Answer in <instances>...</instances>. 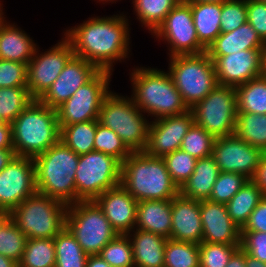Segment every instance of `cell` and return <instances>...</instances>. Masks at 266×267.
I'll list each match as a JSON object with an SVG mask.
<instances>
[{"instance_id": "cell-1", "label": "cell", "mask_w": 266, "mask_h": 267, "mask_svg": "<svg viewBox=\"0 0 266 267\" xmlns=\"http://www.w3.org/2000/svg\"><path fill=\"white\" fill-rule=\"evenodd\" d=\"M126 15L88 18L65 30L74 55L93 63L99 70L113 72V63L129 58L130 27Z\"/></svg>"}, {"instance_id": "cell-2", "label": "cell", "mask_w": 266, "mask_h": 267, "mask_svg": "<svg viewBox=\"0 0 266 267\" xmlns=\"http://www.w3.org/2000/svg\"><path fill=\"white\" fill-rule=\"evenodd\" d=\"M121 185L138 202L172 200L179 194L162 157L132 152L121 164Z\"/></svg>"}, {"instance_id": "cell-3", "label": "cell", "mask_w": 266, "mask_h": 267, "mask_svg": "<svg viewBox=\"0 0 266 267\" xmlns=\"http://www.w3.org/2000/svg\"><path fill=\"white\" fill-rule=\"evenodd\" d=\"M130 73L134 104L147 116L158 119L190 110L183 102L169 72L151 67H136Z\"/></svg>"}, {"instance_id": "cell-4", "label": "cell", "mask_w": 266, "mask_h": 267, "mask_svg": "<svg viewBox=\"0 0 266 267\" xmlns=\"http://www.w3.org/2000/svg\"><path fill=\"white\" fill-rule=\"evenodd\" d=\"M14 153L35 158L60 141L56 109L34 99L11 123Z\"/></svg>"}, {"instance_id": "cell-5", "label": "cell", "mask_w": 266, "mask_h": 267, "mask_svg": "<svg viewBox=\"0 0 266 267\" xmlns=\"http://www.w3.org/2000/svg\"><path fill=\"white\" fill-rule=\"evenodd\" d=\"M78 160L79 155L61 141L33 158L37 192L67 205L76 203Z\"/></svg>"}, {"instance_id": "cell-6", "label": "cell", "mask_w": 266, "mask_h": 267, "mask_svg": "<svg viewBox=\"0 0 266 267\" xmlns=\"http://www.w3.org/2000/svg\"><path fill=\"white\" fill-rule=\"evenodd\" d=\"M98 122L113 130L132 152L145 150L150 122L132 97L110 91L102 103Z\"/></svg>"}, {"instance_id": "cell-7", "label": "cell", "mask_w": 266, "mask_h": 267, "mask_svg": "<svg viewBox=\"0 0 266 267\" xmlns=\"http://www.w3.org/2000/svg\"><path fill=\"white\" fill-rule=\"evenodd\" d=\"M68 205L36 192L14 208L9 217L17 227L32 238H55L66 226Z\"/></svg>"}, {"instance_id": "cell-8", "label": "cell", "mask_w": 266, "mask_h": 267, "mask_svg": "<svg viewBox=\"0 0 266 267\" xmlns=\"http://www.w3.org/2000/svg\"><path fill=\"white\" fill-rule=\"evenodd\" d=\"M169 58L168 72L183 102L191 109L218 84L213 61L207 52Z\"/></svg>"}, {"instance_id": "cell-9", "label": "cell", "mask_w": 266, "mask_h": 267, "mask_svg": "<svg viewBox=\"0 0 266 267\" xmlns=\"http://www.w3.org/2000/svg\"><path fill=\"white\" fill-rule=\"evenodd\" d=\"M66 227L87 255L99 254L118 235L94 200L69 204Z\"/></svg>"}, {"instance_id": "cell-10", "label": "cell", "mask_w": 266, "mask_h": 267, "mask_svg": "<svg viewBox=\"0 0 266 267\" xmlns=\"http://www.w3.org/2000/svg\"><path fill=\"white\" fill-rule=\"evenodd\" d=\"M121 184V163L102 152L79 155L75 175L76 203L92 201L105 191Z\"/></svg>"}, {"instance_id": "cell-11", "label": "cell", "mask_w": 266, "mask_h": 267, "mask_svg": "<svg viewBox=\"0 0 266 267\" xmlns=\"http://www.w3.org/2000/svg\"><path fill=\"white\" fill-rule=\"evenodd\" d=\"M190 110L194 123L215 138L235 134L238 114L236 87L217 84Z\"/></svg>"}, {"instance_id": "cell-12", "label": "cell", "mask_w": 266, "mask_h": 267, "mask_svg": "<svg viewBox=\"0 0 266 267\" xmlns=\"http://www.w3.org/2000/svg\"><path fill=\"white\" fill-rule=\"evenodd\" d=\"M112 72L99 70L87 83L57 109L59 126L98 120L99 111L105 97L110 93Z\"/></svg>"}, {"instance_id": "cell-13", "label": "cell", "mask_w": 266, "mask_h": 267, "mask_svg": "<svg viewBox=\"0 0 266 267\" xmlns=\"http://www.w3.org/2000/svg\"><path fill=\"white\" fill-rule=\"evenodd\" d=\"M151 35L167 42L169 57L200 54L207 50L199 42L191 7L187 2H179Z\"/></svg>"}, {"instance_id": "cell-14", "label": "cell", "mask_w": 266, "mask_h": 267, "mask_svg": "<svg viewBox=\"0 0 266 267\" xmlns=\"http://www.w3.org/2000/svg\"><path fill=\"white\" fill-rule=\"evenodd\" d=\"M38 49L27 64V88L34 99H39L47 91L74 55L66 37L41 54Z\"/></svg>"}, {"instance_id": "cell-15", "label": "cell", "mask_w": 266, "mask_h": 267, "mask_svg": "<svg viewBox=\"0 0 266 267\" xmlns=\"http://www.w3.org/2000/svg\"><path fill=\"white\" fill-rule=\"evenodd\" d=\"M263 151L253 147L236 134L217 137L212 156L220 172L238 173L251 180L260 163Z\"/></svg>"}, {"instance_id": "cell-16", "label": "cell", "mask_w": 266, "mask_h": 267, "mask_svg": "<svg viewBox=\"0 0 266 267\" xmlns=\"http://www.w3.org/2000/svg\"><path fill=\"white\" fill-rule=\"evenodd\" d=\"M36 192L33 158L15 156L0 172V208L10 213Z\"/></svg>"}, {"instance_id": "cell-17", "label": "cell", "mask_w": 266, "mask_h": 267, "mask_svg": "<svg viewBox=\"0 0 266 267\" xmlns=\"http://www.w3.org/2000/svg\"><path fill=\"white\" fill-rule=\"evenodd\" d=\"M266 49L241 50L224 56H209L217 83L237 87L264 74Z\"/></svg>"}, {"instance_id": "cell-18", "label": "cell", "mask_w": 266, "mask_h": 267, "mask_svg": "<svg viewBox=\"0 0 266 267\" xmlns=\"http://www.w3.org/2000/svg\"><path fill=\"white\" fill-rule=\"evenodd\" d=\"M193 123L194 116L191 110L150 121L144 152L150 156L163 157L180 149L182 140Z\"/></svg>"}, {"instance_id": "cell-19", "label": "cell", "mask_w": 266, "mask_h": 267, "mask_svg": "<svg viewBox=\"0 0 266 267\" xmlns=\"http://www.w3.org/2000/svg\"><path fill=\"white\" fill-rule=\"evenodd\" d=\"M98 71L93 63L73 55L57 79L38 100L49 108L57 109Z\"/></svg>"}, {"instance_id": "cell-20", "label": "cell", "mask_w": 266, "mask_h": 267, "mask_svg": "<svg viewBox=\"0 0 266 267\" xmlns=\"http://www.w3.org/2000/svg\"><path fill=\"white\" fill-rule=\"evenodd\" d=\"M202 242L240 245L241 229L230 218L226 204L200 200Z\"/></svg>"}, {"instance_id": "cell-21", "label": "cell", "mask_w": 266, "mask_h": 267, "mask_svg": "<svg viewBox=\"0 0 266 267\" xmlns=\"http://www.w3.org/2000/svg\"><path fill=\"white\" fill-rule=\"evenodd\" d=\"M118 234L135 229L138 201L121 185L111 188L94 200Z\"/></svg>"}, {"instance_id": "cell-22", "label": "cell", "mask_w": 266, "mask_h": 267, "mask_svg": "<svg viewBox=\"0 0 266 267\" xmlns=\"http://www.w3.org/2000/svg\"><path fill=\"white\" fill-rule=\"evenodd\" d=\"M170 239L200 244L203 227L200 213V201L182 196L180 193L172 199Z\"/></svg>"}, {"instance_id": "cell-23", "label": "cell", "mask_w": 266, "mask_h": 267, "mask_svg": "<svg viewBox=\"0 0 266 267\" xmlns=\"http://www.w3.org/2000/svg\"><path fill=\"white\" fill-rule=\"evenodd\" d=\"M172 200H145L138 202L135 228L161 235L171 236Z\"/></svg>"}, {"instance_id": "cell-24", "label": "cell", "mask_w": 266, "mask_h": 267, "mask_svg": "<svg viewBox=\"0 0 266 267\" xmlns=\"http://www.w3.org/2000/svg\"><path fill=\"white\" fill-rule=\"evenodd\" d=\"M131 232L127 235L132 245L135 267H164L167 238L136 228Z\"/></svg>"}, {"instance_id": "cell-25", "label": "cell", "mask_w": 266, "mask_h": 267, "mask_svg": "<svg viewBox=\"0 0 266 267\" xmlns=\"http://www.w3.org/2000/svg\"><path fill=\"white\" fill-rule=\"evenodd\" d=\"M249 49H266V44L246 22L232 32H221L206 52L209 56H224Z\"/></svg>"}, {"instance_id": "cell-26", "label": "cell", "mask_w": 266, "mask_h": 267, "mask_svg": "<svg viewBox=\"0 0 266 267\" xmlns=\"http://www.w3.org/2000/svg\"><path fill=\"white\" fill-rule=\"evenodd\" d=\"M37 47L25 31L10 21L0 26V59L28 64Z\"/></svg>"}, {"instance_id": "cell-27", "label": "cell", "mask_w": 266, "mask_h": 267, "mask_svg": "<svg viewBox=\"0 0 266 267\" xmlns=\"http://www.w3.org/2000/svg\"><path fill=\"white\" fill-rule=\"evenodd\" d=\"M220 171L212 155L197 159L193 174L179 189V193L195 200H208Z\"/></svg>"}, {"instance_id": "cell-28", "label": "cell", "mask_w": 266, "mask_h": 267, "mask_svg": "<svg viewBox=\"0 0 266 267\" xmlns=\"http://www.w3.org/2000/svg\"><path fill=\"white\" fill-rule=\"evenodd\" d=\"M191 7L193 23L199 42L206 48L221 33L220 15L222 3L187 2Z\"/></svg>"}, {"instance_id": "cell-29", "label": "cell", "mask_w": 266, "mask_h": 267, "mask_svg": "<svg viewBox=\"0 0 266 267\" xmlns=\"http://www.w3.org/2000/svg\"><path fill=\"white\" fill-rule=\"evenodd\" d=\"M265 194L252 181L248 180L226 204L232 221L242 229L248 222L250 214L264 198Z\"/></svg>"}, {"instance_id": "cell-30", "label": "cell", "mask_w": 266, "mask_h": 267, "mask_svg": "<svg viewBox=\"0 0 266 267\" xmlns=\"http://www.w3.org/2000/svg\"><path fill=\"white\" fill-rule=\"evenodd\" d=\"M238 113L266 114V75L236 87Z\"/></svg>"}, {"instance_id": "cell-31", "label": "cell", "mask_w": 266, "mask_h": 267, "mask_svg": "<svg viewBox=\"0 0 266 267\" xmlns=\"http://www.w3.org/2000/svg\"><path fill=\"white\" fill-rule=\"evenodd\" d=\"M98 120L60 126V141L78 155L94 151V140Z\"/></svg>"}, {"instance_id": "cell-32", "label": "cell", "mask_w": 266, "mask_h": 267, "mask_svg": "<svg viewBox=\"0 0 266 267\" xmlns=\"http://www.w3.org/2000/svg\"><path fill=\"white\" fill-rule=\"evenodd\" d=\"M55 267H86L88 255L65 226L54 238Z\"/></svg>"}, {"instance_id": "cell-33", "label": "cell", "mask_w": 266, "mask_h": 267, "mask_svg": "<svg viewBox=\"0 0 266 267\" xmlns=\"http://www.w3.org/2000/svg\"><path fill=\"white\" fill-rule=\"evenodd\" d=\"M134 12L142 26L153 33L164 21L178 0H132Z\"/></svg>"}, {"instance_id": "cell-34", "label": "cell", "mask_w": 266, "mask_h": 267, "mask_svg": "<svg viewBox=\"0 0 266 267\" xmlns=\"http://www.w3.org/2000/svg\"><path fill=\"white\" fill-rule=\"evenodd\" d=\"M235 134L249 145L266 152V114L238 113Z\"/></svg>"}, {"instance_id": "cell-35", "label": "cell", "mask_w": 266, "mask_h": 267, "mask_svg": "<svg viewBox=\"0 0 266 267\" xmlns=\"http://www.w3.org/2000/svg\"><path fill=\"white\" fill-rule=\"evenodd\" d=\"M54 238H32L26 242L18 267H55Z\"/></svg>"}, {"instance_id": "cell-36", "label": "cell", "mask_w": 266, "mask_h": 267, "mask_svg": "<svg viewBox=\"0 0 266 267\" xmlns=\"http://www.w3.org/2000/svg\"><path fill=\"white\" fill-rule=\"evenodd\" d=\"M28 238L8 216L0 225V254L19 264Z\"/></svg>"}, {"instance_id": "cell-37", "label": "cell", "mask_w": 266, "mask_h": 267, "mask_svg": "<svg viewBox=\"0 0 266 267\" xmlns=\"http://www.w3.org/2000/svg\"><path fill=\"white\" fill-rule=\"evenodd\" d=\"M199 244L167 239L164 267H199Z\"/></svg>"}, {"instance_id": "cell-38", "label": "cell", "mask_w": 266, "mask_h": 267, "mask_svg": "<svg viewBox=\"0 0 266 267\" xmlns=\"http://www.w3.org/2000/svg\"><path fill=\"white\" fill-rule=\"evenodd\" d=\"M32 101L27 87L0 88V116L12 123Z\"/></svg>"}, {"instance_id": "cell-39", "label": "cell", "mask_w": 266, "mask_h": 267, "mask_svg": "<svg viewBox=\"0 0 266 267\" xmlns=\"http://www.w3.org/2000/svg\"><path fill=\"white\" fill-rule=\"evenodd\" d=\"M94 151L110 155L117 159L121 164L132 153L113 130L103 126L99 122L97 123L95 134Z\"/></svg>"}, {"instance_id": "cell-40", "label": "cell", "mask_w": 266, "mask_h": 267, "mask_svg": "<svg viewBox=\"0 0 266 267\" xmlns=\"http://www.w3.org/2000/svg\"><path fill=\"white\" fill-rule=\"evenodd\" d=\"M99 255L111 267H135L130 239L127 234L116 235Z\"/></svg>"}, {"instance_id": "cell-41", "label": "cell", "mask_w": 266, "mask_h": 267, "mask_svg": "<svg viewBox=\"0 0 266 267\" xmlns=\"http://www.w3.org/2000/svg\"><path fill=\"white\" fill-rule=\"evenodd\" d=\"M215 137L193 123L184 136L180 149L196 159L212 155Z\"/></svg>"}, {"instance_id": "cell-42", "label": "cell", "mask_w": 266, "mask_h": 267, "mask_svg": "<svg viewBox=\"0 0 266 267\" xmlns=\"http://www.w3.org/2000/svg\"><path fill=\"white\" fill-rule=\"evenodd\" d=\"M173 182L180 189L193 174L197 159L181 149L162 157Z\"/></svg>"}, {"instance_id": "cell-43", "label": "cell", "mask_w": 266, "mask_h": 267, "mask_svg": "<svg viewBox=\"0 0 266 267\" xmlns=\"http://www.w3.org/2000/svg\"><path fill=\"white\" fill-rule=\"evenodd\" d=\"M240 245L201 242L199 244V267H226L230 257Z\"/></svg>"}, {"instance_id": "cell-44", "label": "cell", "mask_w": 266, "mask_h": 267, "mask_svg": "<svg viewBox=\"0 0 266 267\" xmlns=\"http://www.w3.org/2000/svg\"><path fill=\"white\" fill-rule=\"evenodd\" d=\"M248 180L249 179L242 174L220 172L208 200L227 204Z\"/></svg>"}, {"instance_id": "cell-45", "label": "cell", "mask_w": 266, "mask_h": 267, "mask_svg": "<svg viewBox=\"0 0 266 267\" xmlns=\"http://www.w3.org/2000/svg\"><path fill=\"white\" fill-rule=\"evenodd\" d=\"M247 22L246 0H229L222 3L221 32H232Z\"/></svg>"}, {"instance_id": "cell-46", "label": "cell", "mask_w": 266, "mask_h": 267, "mask_svg": "<svg viewBox=\"0 0 266 267\" xmlns=\"http://www.w3.org/2000/svg\"><path fill=\"white\" fill-rule=\"evenodd\" d=\"M27 87V64L0 59V88Z\"/></svg>"}, {"instance_id": "cell-47", "label": "cell", "mask_w": 266, "mask_h": 267, "mask_svg": "<svg viewBox=\"0 0 266 267\" xmlns=\"http://www.w3.org/2000/svg\"><path fill=\"white\" fill-rule=\"evenodd\" d=\"M240 248L251 257L266 263V232L241 231Z\"/></svg>"}, {"instance_id": "cell-48", "label": "cell", "mask_w": 266, "mask_h": 267, "mask_svg": "<svg viewBox=\"0 0 266 267\" xmlns=\"http://www.w3.org/2000/svg\"><path fill=\"white\" fill-rule=\"evenodd\" d=\"M247 22L255 29L266 44V2L246 0Z\"/></svg>"}, {"instance_id": "cell-49", "label": "cell", "mask_w": 266, "mask_h": 267, "mask_svg": "<svg viewBox=\"0 0 266 267\" xmlns=\"http://www.w3.org/2000/svg\"><path fill=\"white\" fill-rule=\"evenodd\" d=\"M241 231L266 232V195L252 211Z\"/></svg>"}, {"instance_id": "cell-50", "label": "cell", "mask_w": 266, "mask_h": 267, "mask_svg": "<svg viewBox=\"0 0 266 267\" xmlns=\"http://www.w3.org/2000/svg\"><path fill=\"white\" fill-rule=\"evenodd\" d=\"M251 180L266 195V152L263 153L260 163Z\"/></svg>"}, {"instance_id": "cell-51", "label": "cell", "mask_w": 266, "mask_h": 267, "mask_svg": "<svg viewBox=\"0 0 266 267\" xmlns=\"http://www.w3.org/2000/svg\"><path fill=\"white\" fill-rule=\"evenodd\" d=\"M0 149H13L11 123L0 126Z\"/></svg>"}, {"instance_id": "cell-52", "label": "cell", "mask_w": 266, "mask_h": 267, "mask_svg": "<svg viewBox=\"0 0 266 267\" xmlns=\"http://www.w3.org/2000/svg\"><path fill=\"white\" fill-rule=\"evenodd\" d=\"M226 267H246L245 252L240 247L230 257Z\"/></svg>"}, {"instance_id": "cell-53", "label": "cell", "mask_w": 266, "mask_h": 267, "mask_svg": "<svg viewBox=\"0 0 266 267\" xmlns=\"http://www.w3.org/2000/svg\"><path fill=\"white\" fill-rule=\"evenodd\" d=\"M14 149H0V172L14 159Z\"/></svg>"}, {"instance_id": "cell-54", "label": "cell", "mask_w": 266, "mask_h": 267, "mask_svg": "<svg viewBox=\"0 0 266 267\" xmlns=\"http://www.w3.org/2000/svg\"><path fill=\"white\" fill-rule=\"evenodd\" d=\"M86 267H111L99 254L88 255Z\"/></svg>"}, {"instance_id": "cell-55", "label": "cell", "mask_w": 266, "mask_h": 267, "mask_svg": "<svg viewBox=\"0 0 266 267\" xmlns=\"http://www.w3.org/2000/svg\"><path fill=\"white\" fill-rule=\"evenodd\" d=\"M245 264L246 267H266V263L259 261L245 253Z\"/></svg>"}, {"instance_id": "cell-56", "label": "cell", "mask_w": 266, "mask_h": 267, "mask_svg": "<svg viewBox=\"0 0 266 267\" xmlns=\"http://www.w3.org/2000/svg\"><path fill=\"white\" fill-rule=\"evenodd\" d=\"M0 267H18V264L12 259L0 254Z\"/></svg>"}, {"instance_id": "cell-57", "label": "cell", "mask_w": 266, "mask_h": 267, "mask_svg": "<svg viewBox=\"0 0 266 267\" xmlns=\"http://www.w3.org/2000/svg\"><path fill=\"white\" fill-rule=\"evenodd\" d=\"M225 1H229V0H191L188 2L224 3Z\"/></svg>"}, {"instance_id": "cell-58", "label": "cell", "mask_w": 266, "mask_h": 267, "mask_svg": "<svg viewBox=\"0 0 266 267\" xmlns=\"http://www.w3.org/2000/svg\"><path fill=\"white\" fill-rule=\"evenodd\" d=\"M9 216V213L5 211L4 209L0 208V225L2 222Z\"/></svg>"}, {"instance_id": "cell-59", "label": "cell", "mask_w": 266, "mask_h": 267, "mask_svg": "<svg viewBox=\"0 0 266 267\" xmlns=\"http://www.w3.org/2000/svg\"><path fill=\"white\" fill-rule=\"evenodd\" d=\"M1 2V1H0ZM4 12H3V6L0 3V26L6 21L5 17L3 16Z\"/></svg>"}, {"instance_id": "cell-60", "label": "cell", "mask_w": 266, "mask_h": 267, "mask_svg": "<svg viewBox=\"0 0 266 267\" xmlns=\"http://www.w3.org/2000/svg\"><path fill=\"white\" fill-rule=\"evenodd\" d=\"M104 1H105V3H106V2L108 3L109 1H110V2H111V1H112V2H115V1H116V2H117V0H98V2H103V4H104Z\"/></svg>"}, {"instance_id": "cell-61", "label": "cell", "mask_w": 266, "mask_h": 267, "mask_svg": "<svg viewBox=\"0 0 266 267\" xmlns=\"http://www.w3.org/2000/svg\"><path fill=\"white\" fill-rule=\"evenodd\" d=\"M7 122H5L2 117L0 116V126H3L5 125Z\"/></svg>"}, {"instance_id": "cell-62", "label": "cell", "mask_w": 266, "mask_h": 267, "mask_svg": "<svg viewBox=\"0 0 266 267\" xmlns=\"http://www.w3.org/2000/svg\"><path fill=\"white\" fill-rule=\"evenodd\" d=\"M264 74L266 75V56H265V67H264Z\"/></svg>"}, {"instance_id": "cell-63", "label": "cell", "mask_w": 266, "mask_h": 267, "mask_svg": "<svg viewBox=\"0 0 266 267\" xmlns=\"http://www.w3.org/2000/svg\"><path fill=\"white\" fill-rule=\"evenodd\" d=\"M179 2H188V1H191V0H178Z\"/></svg>"}]
</instances>
